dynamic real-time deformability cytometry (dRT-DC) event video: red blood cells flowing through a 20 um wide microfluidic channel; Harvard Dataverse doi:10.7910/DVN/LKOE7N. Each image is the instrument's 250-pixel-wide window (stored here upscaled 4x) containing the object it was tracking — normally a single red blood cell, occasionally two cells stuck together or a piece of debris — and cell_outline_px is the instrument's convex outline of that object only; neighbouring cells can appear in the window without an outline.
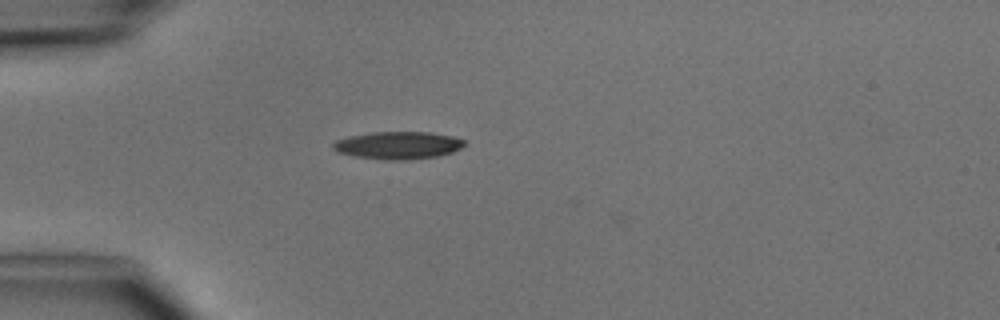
{"species": "common noctule bat (a hibernating species)", "species_latin": "Nyctalus noctula", "temperature_condition": "cold", "stored_images_in_passage": 4, "camera_frame_rate_fps": 3000, "um_per_image_px": 0.085, "animal": {"sex": "male", "body_mass_g": 15.6}, "frame": {"image": 1, "passage_image": 4, "time_ms": 3.333, "image_size_px": [1000, 320], "cell_outline_px": [[468, 144], [452, 152], [436, 156], [408, 160], [392, 160], [356, 156], [336, 152], [332, 148], [332, 144], [336, 140], [348, 136], [372, 132], [432, 132], [452, 136], [464, 140]], "centroid_in_image_um": [33.84, 12.34], "position_along_channel_um": 51.2, "area_um2": 21.1}}